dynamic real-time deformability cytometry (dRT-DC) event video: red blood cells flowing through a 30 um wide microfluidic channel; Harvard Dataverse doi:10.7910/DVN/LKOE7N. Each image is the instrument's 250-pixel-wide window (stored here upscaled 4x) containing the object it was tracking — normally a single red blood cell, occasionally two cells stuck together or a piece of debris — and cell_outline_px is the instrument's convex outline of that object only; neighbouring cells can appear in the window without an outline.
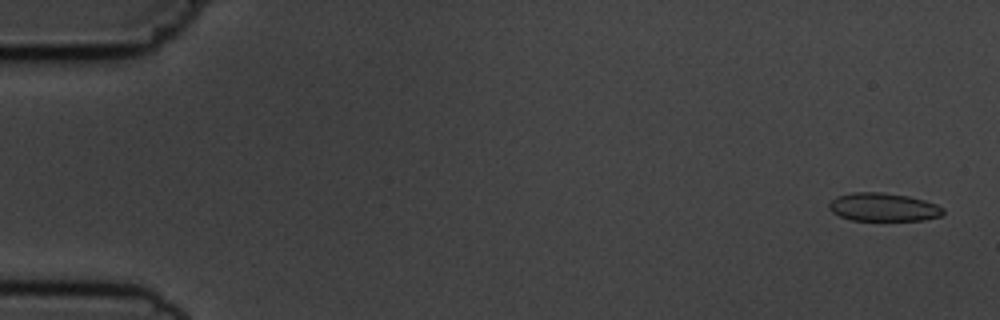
{"species": "common noctule bat (a hibernating species)", "species_latin": "Nyctalus noctula", "temperature_condition": "cold", "stored_images_in_passage": 5, "camera_frame_rate_fps": 3000, "um_per_image_px": 0.085, "animal": {"sex": "male", "body_mass_g": 19.5, "forearm_length_mm": 54.6}, "frame": {"image": 1, "passage_image": 1, "time_ms": 0.0, "image_size_px": [1000, 320], "cell_outline_px": [[944, 212], [940, 216], [924, 220], [852, 220], [840, 216], [832, 212], [828, 208], [828, 204], [836, 196], [852, 192], [880, 192], [908, 196], [924, 200], [936, 204], [944, 208]], "centroid_in_image_um": [75.07, 17.6], "position_along_channel_um": 9.9, "area_um2": 18.79}}
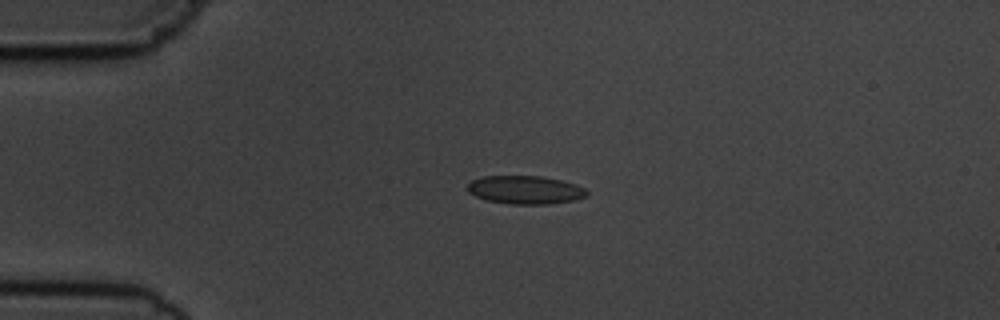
{"frame": {"image": 2, "passage_image": 4, "time_ms": 3.667, "image_size_px": [1000, 320], "cell_outline_px": [[588, 196], [576, 200], [548, 204], [508, 204], [488, 200], [476, 196], [468, 192], [468, 184], [472, 180], [484, 176], [540, 176], [560, 180], [576, 184], [584, 188], [588, 192]], "centroid_in_image_um": [44.67, 16.14], "position_along_channel_um": 40.3, "area_um2": 19.65}}